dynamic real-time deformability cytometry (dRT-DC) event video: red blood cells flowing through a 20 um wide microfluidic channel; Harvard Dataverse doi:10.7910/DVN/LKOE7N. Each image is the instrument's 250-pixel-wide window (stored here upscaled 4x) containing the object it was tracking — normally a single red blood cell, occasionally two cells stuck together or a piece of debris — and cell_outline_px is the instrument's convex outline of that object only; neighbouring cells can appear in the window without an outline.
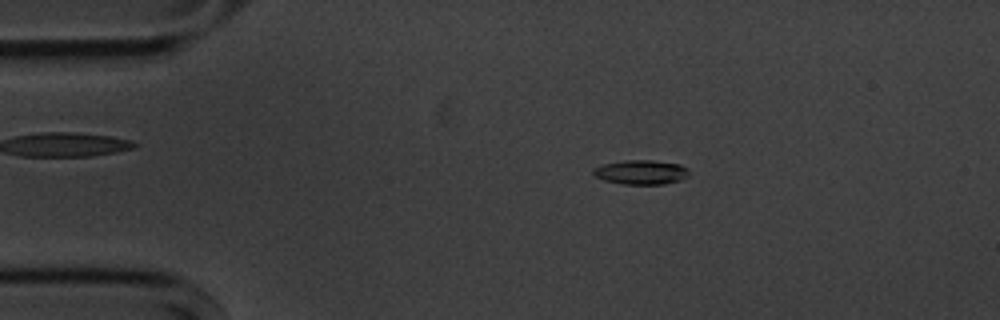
{"species": "common noctule bat (a hibernating species)", "species_latin": "Nyctalus noctula", "temperature_condition": "cold", "stored_images_in_passage": 46, "camera_frame_rate_fps": 3000, "um_per_image_px": 0.085, "animal": {"sex": "male", "body_mass_g": 20.1, "forearm_length_mm": 53.5}, "frame": {"image": 1, "passage_image": 1, "time_ms": 0.0, "image_size_px": [1000, 320], "cell_outline_px": [[688, 176], [680, 180], [664, 184], [624, 184], [604, 180], [596, 176], [592, 172], [592, 168], [604, 164], [624, 160], [652, 160], [680, 164], [688, 168]], "centroid_in_image_um": [54.5, 14.63], "position_along_channel_um": 30.5, "area_um2": 13.58}}
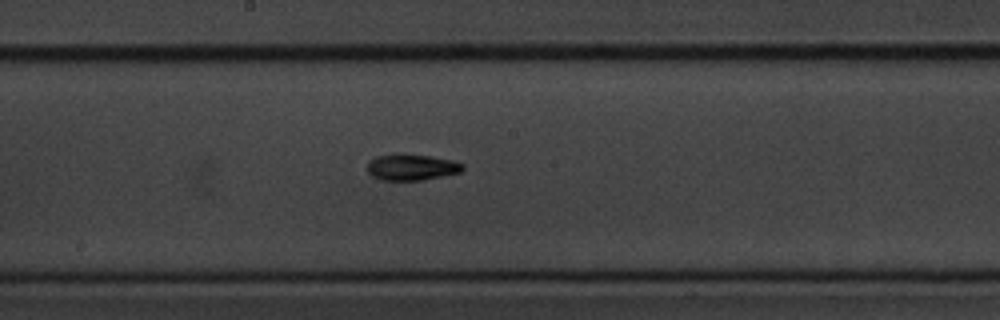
{"frame": {"image": 2, "passage_image": 20, "time_ms": 6.333, "image_size_px": [1000, 320], "cell_outline_px": [[464, 168], [460, 172], [420, 180], [380, 180], [372, 176], [368, 172], [368, 160], [376, 156], [396, 152], [432, 156], [452, 160], [464, 164]], "centroid_in_image_um": [34.94, 14.18], "position_along_channel_um": 213.3, "area_um2": 14.8}}
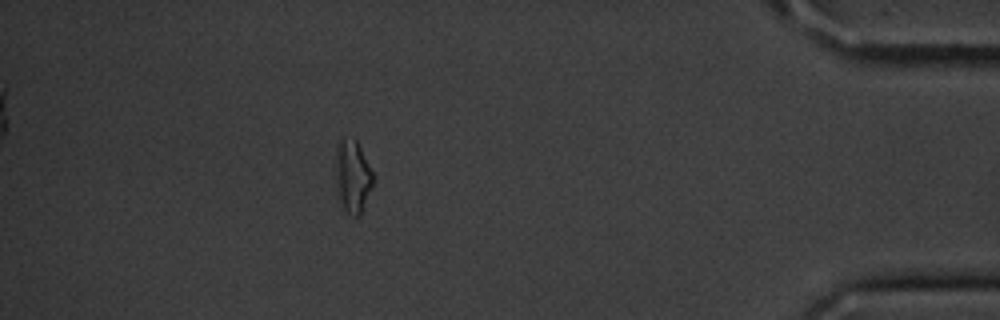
{"frame": {"image": 3, "passage_image": 40, "time_ms": 13.0, "image_size_px": [1000, 320], "cell_outline_px": [[376, 180], [360, 216], [352, 216], [344, 208], [340, 200], [336, 188], [336, 144], [344, 136], [356, 140], [376, 176]], "centroid_in_image_um": [30.01, 14.97], "position_along_channel_um": 405.2, "area_um2": 16.24}, "authors_computed_cell_mechanics": {"area_um2": 13.9009, "velocity_mm_per_s": 3.6059, "shape_relaxation_time_tau1_ms": 2.5812, "shape_relaxation_time_tau2_ms": 7.3987, "deformation_change_tau1": 0.1399, "deformation_change_tau2": 0.1349}}